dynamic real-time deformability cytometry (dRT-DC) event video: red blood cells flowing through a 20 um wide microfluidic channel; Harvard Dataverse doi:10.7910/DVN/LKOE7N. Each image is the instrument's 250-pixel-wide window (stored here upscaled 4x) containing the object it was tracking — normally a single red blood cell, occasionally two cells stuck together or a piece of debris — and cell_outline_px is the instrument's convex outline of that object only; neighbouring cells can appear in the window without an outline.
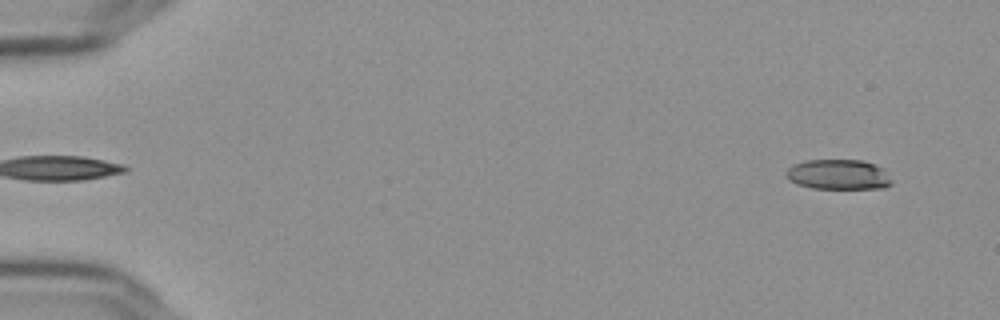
{"species": "Egyptian fruit bat (a non-hibernating species)", "species_latin": "Rousettus aegyptiacus", "temperature_condition": "cold", "stored_images_in_passage": 55, "camera_frame_rate_fps": 3000, "um_per_image_px": 0.085, "frame": {"image": 1, "passage_image": 2, "time_ms": 0.333, "image_size_px": [1000, 320], "cell_outline_px": [[892, 184], [884, 188], [812, 188], [796, 184], [788, 180], [784, 176], [784, 172], [792, 164], [808, 160], [860, 160], [876, 164], [884, 168], [892, 180]], "centroid_in_image_um": [71.25, 14.83], "position_along_channel_um": 13.8, "area_um2": 18.79}}
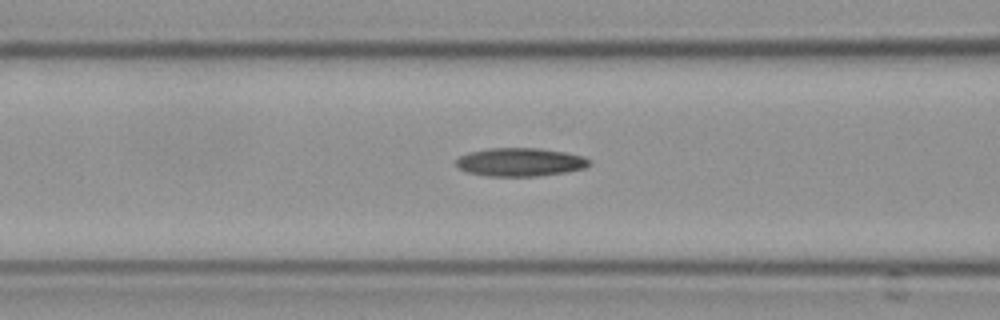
{"frame": {"image": 2, "passage_image": 22, "time_ms": 7.0, "image_size_px": [1000, 320], "cell_outline_px": [[592, 164], [584, 168], [564, 172], [536, 176], [488, 176], [468, 172], [460, 168], [456, 164], [456, 160], [460, 156], [468, 152], [488, 148], [540, 148], [564, 152], [584, 156]], "centroid_in_image_um": [44.21, 13.77], "position_along_channel_um": 122.4, "area_um2": 21.91}}
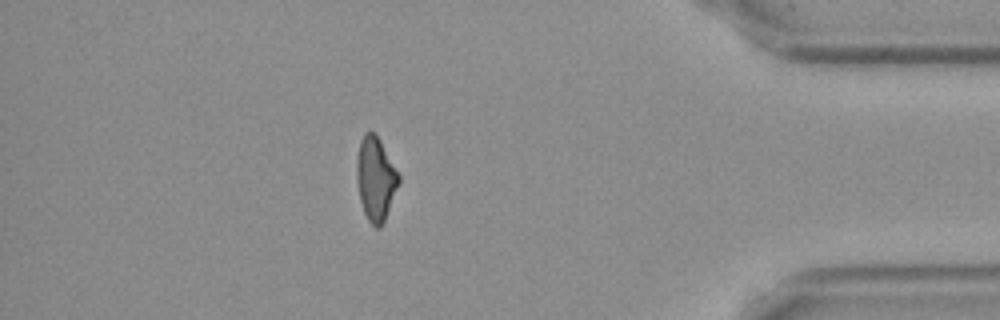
{"frame": {"image": 3, "passage_image": 48, "time_ms": 15.667, "image_size_px": [1000, 320], "cell_outline_px": [[400, 184], [384, 220], [380, 228], [376, 228], [368, 220], [364, 212], [360, 200], [356, 180], [356, 160], [360, 140], [364, 132], [372, 132], [380, 140], [400, 176]], "centroid_in_image_um": [31.92, 15.2], "position_along_channel_um": 403.3, "area_um2": 20.46}, "authors_computed_cell_mechanics": {"area_um2": 20.9236, "velocity_mm_per_s": 3.6479, "shape_relaxation_time_tau1_ms": null, "shape_relaxation_time_tau2_ms": 7.4522, "deformation_change_tau1": null, "deformation_change_tau2": 0.1787}}